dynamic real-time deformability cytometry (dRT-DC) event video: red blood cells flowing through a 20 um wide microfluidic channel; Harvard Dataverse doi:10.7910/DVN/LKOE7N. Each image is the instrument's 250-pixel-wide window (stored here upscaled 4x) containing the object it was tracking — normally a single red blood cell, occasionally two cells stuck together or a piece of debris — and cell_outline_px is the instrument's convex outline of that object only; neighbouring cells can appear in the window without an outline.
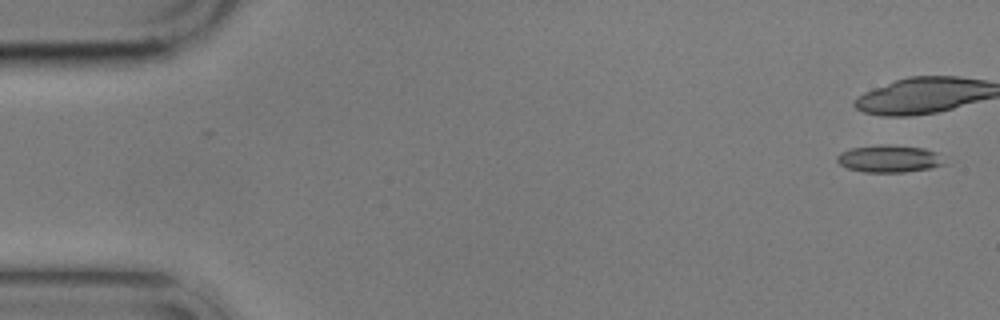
{"species": "common noctule bat (a hibernating species)", "species_latin": "Nyctalus noctula", "temperature_condition": "cold", "stored_images_in_passage": 5, "camera_frame_rate_fps": 3000, "um_per_image_px": 0.085, "animal": {"sex": "male", "body_mass_g": 17.9}, "frame": {"image": 1, "passage_image": 1, "time_ms": 0.0, "image_size_px": [1000, 320], "cell_outline_px": [[948, 164], [932, 168], [904, 172], [864, 172], [848, 168], [840, 164], [836, 160], [836, 156], [840, 152], [852, 148], [924, 148], [936, 152]], "centroid_in_image_um": [75.62, 13.56], "position_along_channel_um": 9.4, "area_um2": 16.07}}